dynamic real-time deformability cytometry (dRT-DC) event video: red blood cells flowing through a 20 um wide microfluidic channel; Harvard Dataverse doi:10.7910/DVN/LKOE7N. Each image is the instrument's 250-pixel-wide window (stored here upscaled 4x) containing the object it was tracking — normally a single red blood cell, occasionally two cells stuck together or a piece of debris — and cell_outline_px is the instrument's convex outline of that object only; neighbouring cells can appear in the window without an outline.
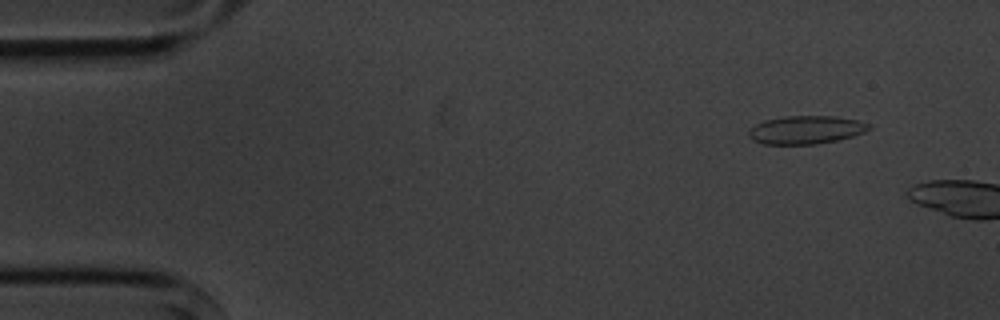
{"species": "common noctule bat (a hibernating species)", "species_latin": "Nyctalus noctula", "temperature_condition": "cold", "stored_images_in_passage": 3, "camera_frame_rate_fps": 3000, "um_per_image_px": 0.085, "animal": {"sex": "male", "body_mass_g": 20.1, "forearm_length_mm": 53.5}, "frame": {"image": 1, "passage_image": 2, "time_ms": 1.0, "image_size_px": [1000, 320], "cell_outline_px": [[872, 128], [864, 132], [852, 136], [836, 140], [816, 144], [764, 144], [752, 140], [748, 136], [748, 132], [756, 124], [764, 120], [784, 116], [832, 116], [856, 120], [872, 124]], "centroid_in_image_um": [68.5, 11.03], "position_along_channel_um": 16.5, "area_um2": 19.71}}